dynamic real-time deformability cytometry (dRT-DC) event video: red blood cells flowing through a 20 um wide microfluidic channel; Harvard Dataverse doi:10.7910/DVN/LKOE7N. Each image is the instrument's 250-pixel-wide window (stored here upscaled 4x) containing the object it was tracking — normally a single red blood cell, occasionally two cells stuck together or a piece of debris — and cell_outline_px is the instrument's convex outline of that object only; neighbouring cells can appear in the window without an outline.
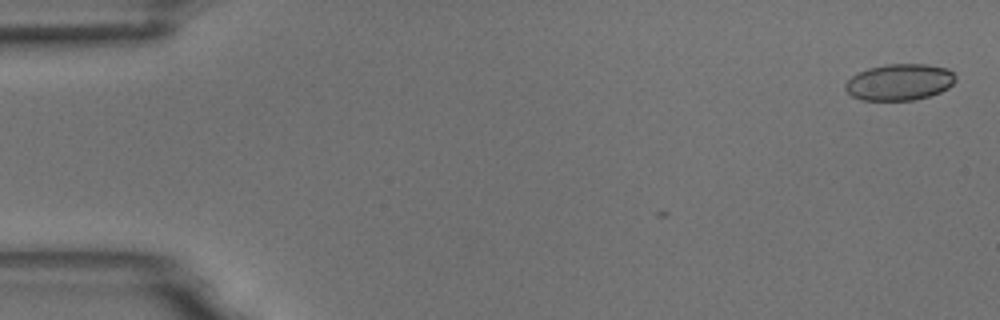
{"species": "common noctule bat (a hibernating species)", "species_latin": "Nyctalus noctula", "temperature_condition": "room temperature", "stored_images_in_passage": 4, "camera_frame_rate_fps": 3000, "um_per_image_px": 0.085, "animal": {"sex": "male", "body_mass_g": 18.8}, "frame": {"image": 1, "passage_image": 1, "time_ms": 0.0, "image_size_px": [1000, 320], "cell_outline_px": [[956, 80], [948, 88], [940, 92], [928, 96], [912, 100], [864, 100], [852, 96], [844, 88], [844, 84], [856, 72], [868, 68], [888, 64], [928, 64], [948, 68], [956, 76]], "centroid_in_image_um": [76.46, 6.97], "position_along_channel_um": 8.5, "area_um2": 23.47}}
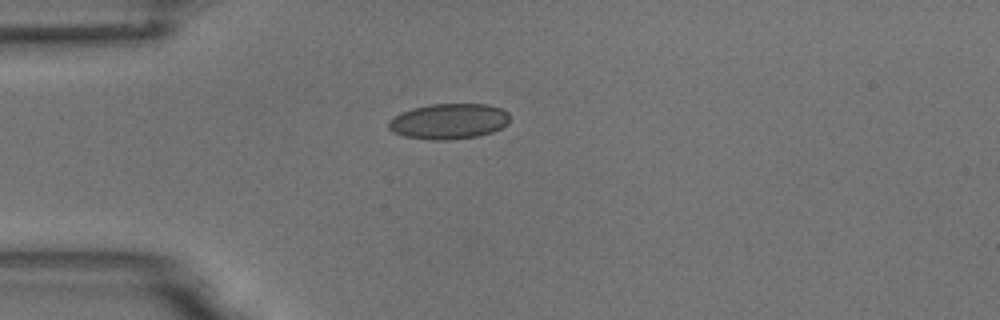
{"frame": {"image": 2, "passage_image": 4, "time_ms": 1.0, "image_size_px": [1000, 320], "cell_outline_px": [[508, 124], [492, 132], [476, 136], [448, 140], [432, 140], [404, 136], [392, 132], [388, 128], [388, 120], [412, 108], [432, 104], [488, 104], [500, 108], [508, 112]], "centroid_in_image_um": [38.14, 10.31], "position_along_channel_um": 46.9, "area_um2": 24.97}}